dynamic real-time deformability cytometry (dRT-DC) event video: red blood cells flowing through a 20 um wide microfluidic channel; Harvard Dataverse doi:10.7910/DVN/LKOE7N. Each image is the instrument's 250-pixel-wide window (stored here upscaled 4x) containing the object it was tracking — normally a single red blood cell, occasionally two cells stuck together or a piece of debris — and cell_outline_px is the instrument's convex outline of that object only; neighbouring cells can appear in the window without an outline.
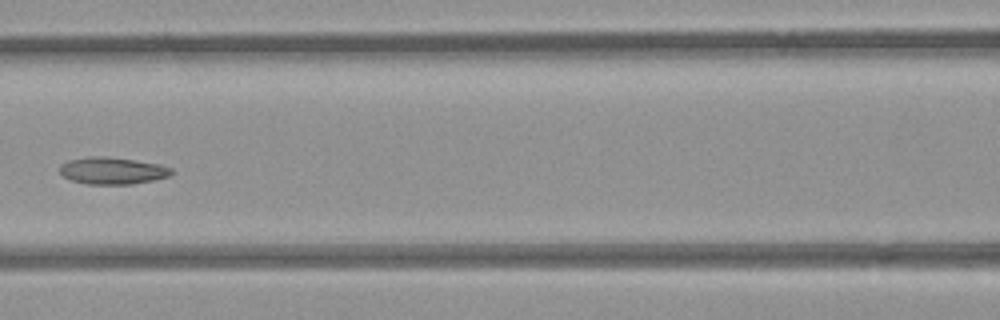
{"species": "common noctule bat (a hibernating species)", "species_latin": "Nyctalus noctula", "temperature_condition": "room temperature", "stored_images_in_passage": 7, "camera_frame_rate_fps": 3000, "um_per_image_px": 0.085, "animal": {"sex": "female", "body_mass_g": 21.9}, "frame": {"image": 1, "passage_image": 6, "time_ms": 1.667, "image_size_px": [1000, 320], "cell_outline_px": [[172, 172], [168, 176], [152, 180], [132, 184], [88, 184], [72, 180], [64, 176], [60, 172], [60, 164], [68, 160], [88, 156], [104, 156], [136, 160], [160, 164], [172, 168]], "centroid_in_image_um": [9.54, 14.5], "position_along_channel_um": 157.1, "area_um2": 17.51}}
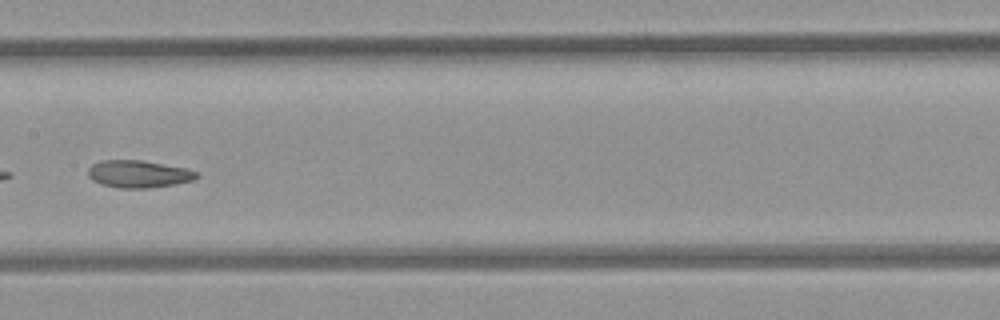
{"frame": {"image": 2, "passage_image": 7, "time_ms": 2.0, "image_size_px": [1000, 320], "cell_outline_px": [[200, 176], [192, 180], [176, 184], [148, 188], [120, 188], [104, 184], [92, 180], [88, 176], [88, 168], [92, 164], [100, 160], [144, 160], [188, 168], [200, 172]], "centroid_in_image_um": [11.82, 14.77], "position_along_channel_um": 195.6, "area_um2": 17.51}}